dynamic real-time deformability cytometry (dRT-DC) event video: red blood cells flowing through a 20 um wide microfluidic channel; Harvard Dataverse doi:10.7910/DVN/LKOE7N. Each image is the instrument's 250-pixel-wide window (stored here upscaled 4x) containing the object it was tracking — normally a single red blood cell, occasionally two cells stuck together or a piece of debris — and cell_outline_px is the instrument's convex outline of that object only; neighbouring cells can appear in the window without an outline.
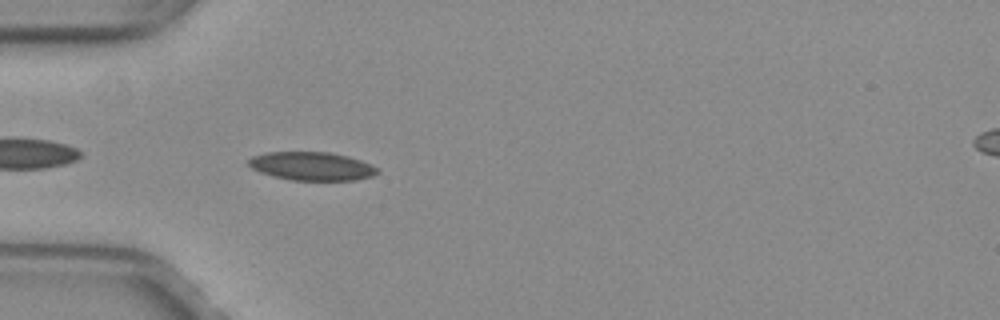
{"species": "common noctule bat (a hibernating species)", "species_latin": "Nyctalus noctula", "temperature_condition": "warm", "stored_images_in_passage": 38, "camera_frame_rate_fps": 3000, "um_per_image_px": 0.085, "animal": {"sex": "female", "body_mass_g": 29.2, "forearm_length_mm": 56.3}, "frame": {"image": 1, "passage_image": 2, "time_ms": 0.333, "image_size_px": [1000, 320], "cell_outline_px": [[380, 172], [372, 176], [356, 180], [292, 180], [272, 176], [260, 172], [252, 168], [248, 164], [248, 160], [252, 156], [268, 152], [328, 152], [348, 156], [372, 164], [380, 168]], "centroid_in_image_um": [26.53, 14.12], "position_along_channel_um": 58.5, "area_um2": 21.44}}
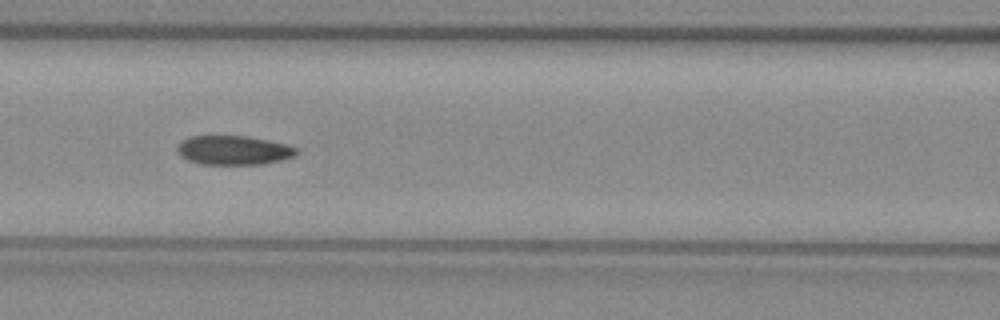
{"frame": {"image": 2, "passage_image": 9, "time_ms": 2.667, "image_size_px": [1000, 320], "cell_outline_px": [[300, 152], [292, 156], [280, 160], [260, 164], [200, 164], [188, 160], [180, 156], [176, 152], [176, 148], [184, 140], [192, 136], [244, 136], [268, 140], [288, 144], [300, 148]], "centroid_in_image_um": [19.88, 12.77], "position_along_channel_um": 146.7, "area_um2": 20.23}}
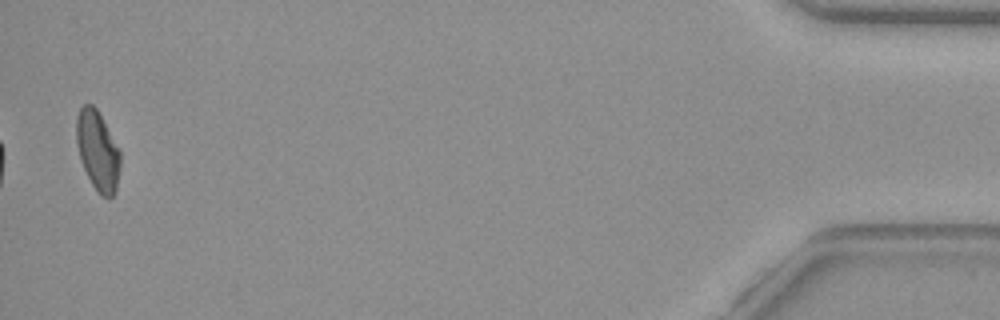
{"frame": {"image": 3, "passage_image": 37, "time_ms": 12.0, "image_size_px": [1000, 320], "cell_outline_px": [[120, 168], [116, 192], [108, 200], [100, 196], [92, 184], [80, 160], [76, 140], [76, 116], [80, 108], [84, 104], [92, 104], [96, 108], [120, 148]], "centroid_in_image_um": [8.32, 12.83], "position_along_channel_um": 426.9, "area_um2": 20.63}, "authors_computed_cell_mechanics": {"area_um2": 20.6635, "velocity_mm_per_s": 3.9866, "shape_relaxation_time_tau1_ms": 9.5641, "shape_relaxation_time_tau2_ms": 3.223, "deformation_change_tau1": 0.1954, "deformation_change_tau2": 0.0764}}